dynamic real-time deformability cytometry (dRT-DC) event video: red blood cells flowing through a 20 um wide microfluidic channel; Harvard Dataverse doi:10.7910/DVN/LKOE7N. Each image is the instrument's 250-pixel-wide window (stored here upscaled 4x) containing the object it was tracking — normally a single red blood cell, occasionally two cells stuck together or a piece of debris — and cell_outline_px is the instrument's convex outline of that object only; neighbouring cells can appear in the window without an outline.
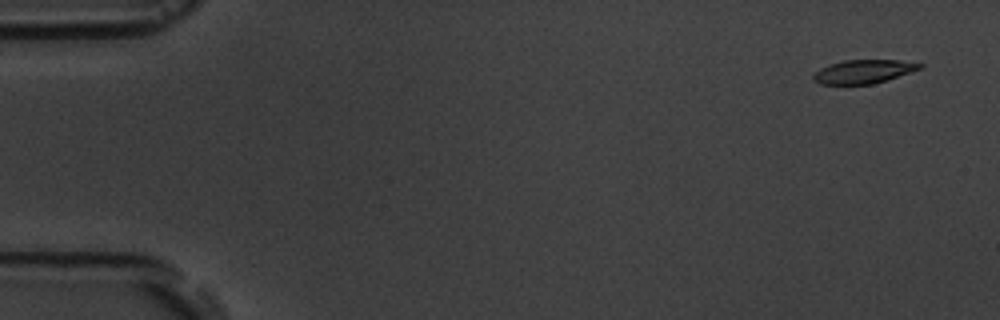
{"species": "common noctule bat (a hibernating species)", "species_latin": "Nyctalus noctula", "temperature_condition": "room temperature", "stored_images_in_passage": 4, "camera_frame_rate_fps": 3000, "um_per_image_px": 0.085, "animal": {"sex": "male", "body_mass_g": 19.5, "forearm_length_mm": 54.6}, "frame": {"image": 1, "passage_image": 1, "time_ms": 0.0, "image_size_px": [1000, 320], "cell_outline_px": [[924, 68], [872, 84], [820, 84], [812, 80], [812, 76], [820, 68], [828, 64], [844, 60], [900, 60], [924, 64]], "centroid_in_image_um": [73.39, 6.07], "position_along_channel_um": 11.6, "area_um2": 14.68}}